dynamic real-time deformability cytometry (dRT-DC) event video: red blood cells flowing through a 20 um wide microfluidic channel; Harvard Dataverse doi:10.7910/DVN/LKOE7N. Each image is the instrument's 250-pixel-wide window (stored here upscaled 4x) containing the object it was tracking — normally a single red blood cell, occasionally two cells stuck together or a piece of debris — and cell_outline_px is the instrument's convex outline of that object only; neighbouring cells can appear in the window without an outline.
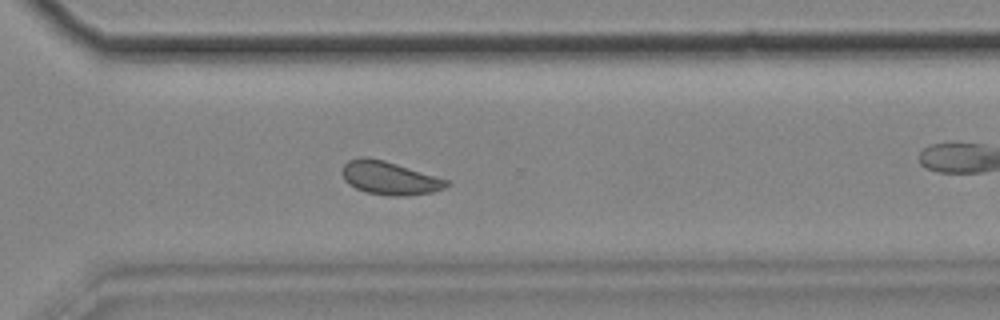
{"species": "common noctule bat (a hibernating species)", "species_latin": "Nyctalus noctula", "temperature_condition": "cold", "stored_images_in_passage": 41, "camera_frame_rate_fps": 3000, "um_per_image_px": 0.085, "animal": {"sex": "female", "body_mass_g": 18.4}, "frame": {"image": 1, "passage_image": 24, "time_ms": 7.667, "image_size_px": [1000, 320], "cell_outline_px": [[452, 184], [444, 188], [432, 192], [408, 196], [388, 196], [368, 192], [356, 188], [348, 184], [344, 180], [344, 164], [348, 160], [360, 156], [364, 156], [384, 160], [452, 180]], "centroid_in_image_um": [33.18, 15.13], "position_along_channel_um": 337.4, "area_um2": 20.46}}